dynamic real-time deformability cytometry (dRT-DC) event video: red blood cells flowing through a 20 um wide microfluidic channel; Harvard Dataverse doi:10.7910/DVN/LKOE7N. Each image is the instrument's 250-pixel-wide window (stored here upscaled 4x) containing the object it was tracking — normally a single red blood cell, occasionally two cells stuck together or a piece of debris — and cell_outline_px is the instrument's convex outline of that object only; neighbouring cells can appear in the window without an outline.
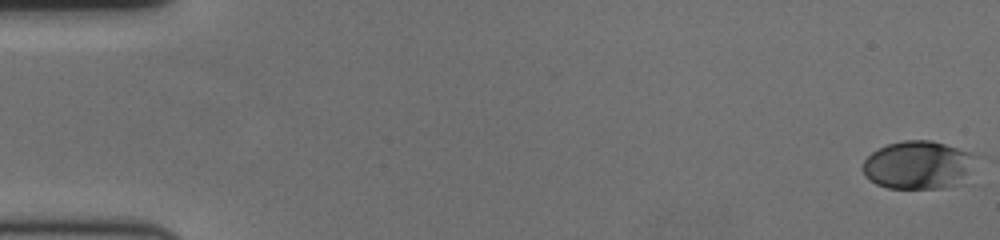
{"species": "human", "species_latin": "Homo sapiens", "temperature_condition": "cold", "stored_images_in_passage": 60, "camera_frame_rate_fps": 3000, "um_per_image_px": 0.085, "donor": {"sex": "female"}, "frame": {"image": 1, "passage_image": 1, "time_ms": 0.0, "image_size_px": [1000, 240], "cell_outline_px": [[980, 156], [968, 180], [960, 184], [944, 188], [888, 188], [876, 184], [864, 176], [860, 168], [864, 160], [872, 152], [888, 144], [904, 140], [932, 140], [972, 152]], "centroid_in_image_um": [78.12, 14.03], "position_along_channel_um": 6.9, "area_um2": 32.66}}
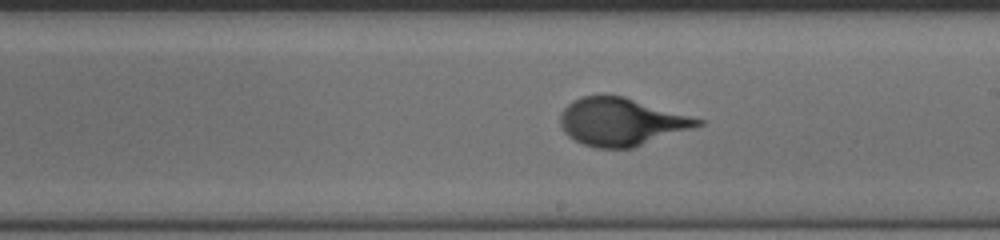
{"frame": {"image": 2, "passage_image": 35, "time_ms": 11.333, "image_size_px": [1000, 240], "cell_outline_px": [[708, 120], [704, 124], [632, 148], [596, 148], [584, 144], [568, 136], [564, 132], [560, 124], [560, 112], [572, 100], [580, 96], [624, 96]], "centroid_in_image_um": [52.83, 10.34], "position_along_channel_um": 236.2, "area_um2": 38.26}}
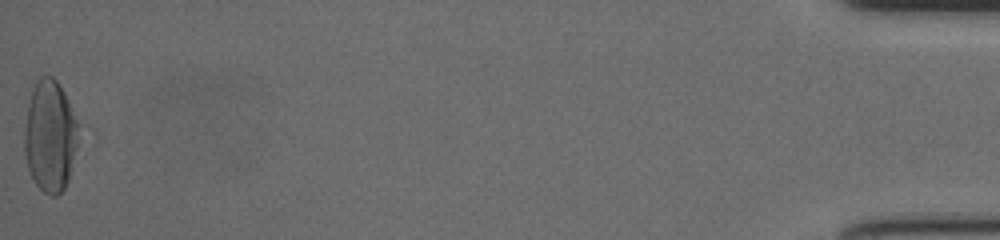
{"frame": {"image": 3, "passage_image": 60, "time_ms": 19.667, "image_size_px": [1000, 240], "cell_outline_px": [[84, 128], [68, 180], [64, 188], [56, 196], [52, 196], [44, 192], [36, 184], [28, 168], [24, 152], [24, 128], [28, 104], [36, 80], [40, 76], [52, 76], [56, 80], [64, 92]], "centroid_in_image_um": [4.32, 11.54], "position_along_channel_um": 430.9, "area_um2": 36.13}, "authors_computed_cell_mechanics": {"area_um2": 35.0557, "velocity_mm_per_s": 3.5349, "shape_relaxation_time_tau1_ms": 3.2875, "shape_relaxation_time_tau2_ms": null, "deformation_change_tau1": 0.1861, "deformation_change_tau2": null}}